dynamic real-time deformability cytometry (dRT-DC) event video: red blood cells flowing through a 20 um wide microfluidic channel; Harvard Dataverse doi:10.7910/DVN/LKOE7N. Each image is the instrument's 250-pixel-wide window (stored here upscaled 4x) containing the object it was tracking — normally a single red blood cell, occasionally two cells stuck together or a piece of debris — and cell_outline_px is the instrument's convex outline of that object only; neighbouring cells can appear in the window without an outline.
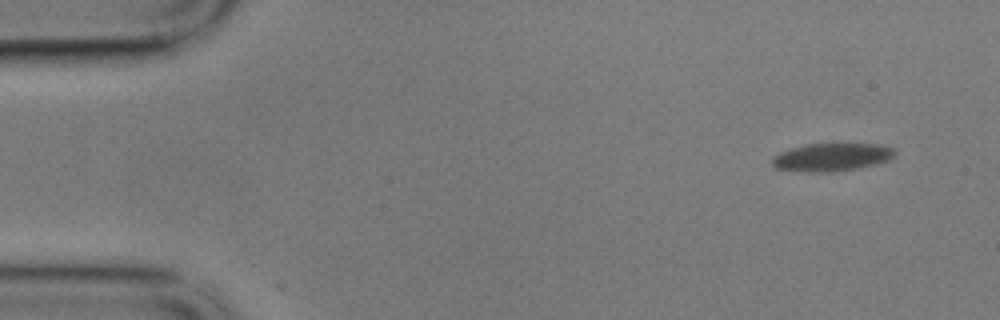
{"species": "common noctule bat (a hibernating species)", "species_latin": "Nyctalus noctula", "temperature_condition": "cold", "stored_images_in_passage": 6, "camera_frame_rate_fps": 3000, "um_per_image_px": 0.085, "animal": {"sex": "male", "body_mass_g": 17.9}, "frame": {"image": 1, "passage_image": 1, "time_ms": 0.0, "image_size_px": [1000, 320], "cell_outline_px": [[896, 152], [888, 160], [876, 164], [856, 168], [828, 172], [812, 172], [776, 168], [772, 164], [772, 156], [780, 152], [792, 148], [808, 144], [884, 144], [892, 148]], "centroid_in_image_um": [70.7, 13.35], "position_along_channel_um": 14.3, "area_um2": 19.71}}
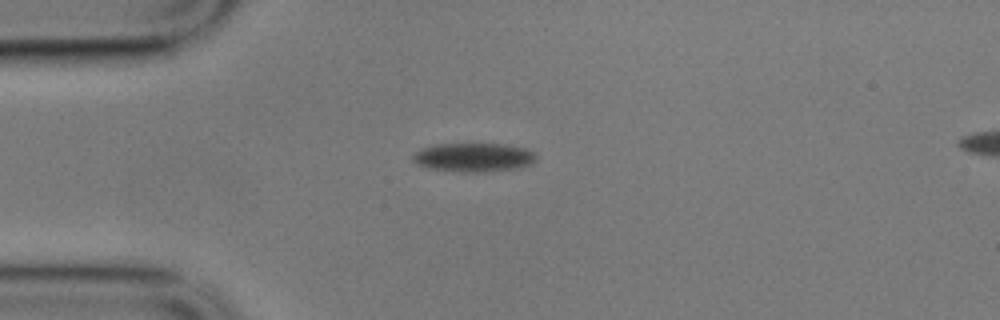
{"frame": {"image": 2, "passage_image": 3, "time_ms": 0.667, "image_size_px": [1000, 320], "cell_outline_px": [[536, 160], [532, 164], [516, 168], [484, 172], [464, 172], [428, 168], [416, 164], [412, 160], [412, 156], [420, 148], [432, 144], [504, 144], [524, 148], [536, 152]], "centroid_in_image_um": [40.25, 13.37], "position_along_channel_um": 44.8, "area_um2": 20.87}}
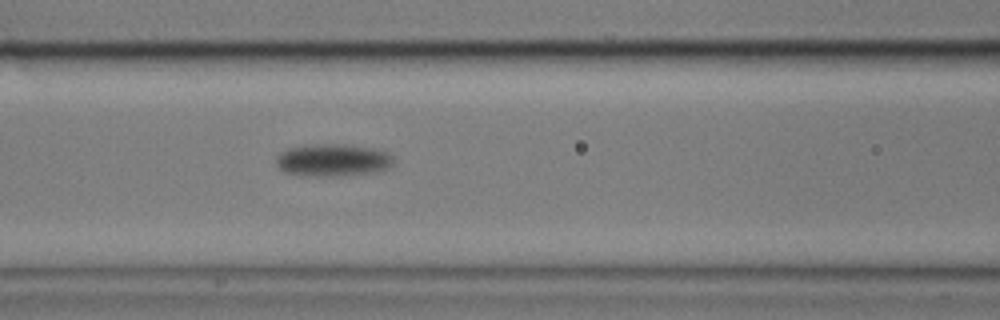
{"frame": {"image": 3, "passage_image": 6, "time_ms": 1.667, "image_size_px": [1000, 320], "cell_outline_px": [[392, 164], [388, 168], [372, 172], [328, 176], [308, 176], [284, 172], [276, 164], [276, 156], [280, 152], [288, 148], [312, 144], [344, 144], [376, 148], [388, 152], [392, 156]], "centroid_in_image_um": [28.26, 13.59], "position_along_channel_um": 138.3, "area_um2": 22.14}}